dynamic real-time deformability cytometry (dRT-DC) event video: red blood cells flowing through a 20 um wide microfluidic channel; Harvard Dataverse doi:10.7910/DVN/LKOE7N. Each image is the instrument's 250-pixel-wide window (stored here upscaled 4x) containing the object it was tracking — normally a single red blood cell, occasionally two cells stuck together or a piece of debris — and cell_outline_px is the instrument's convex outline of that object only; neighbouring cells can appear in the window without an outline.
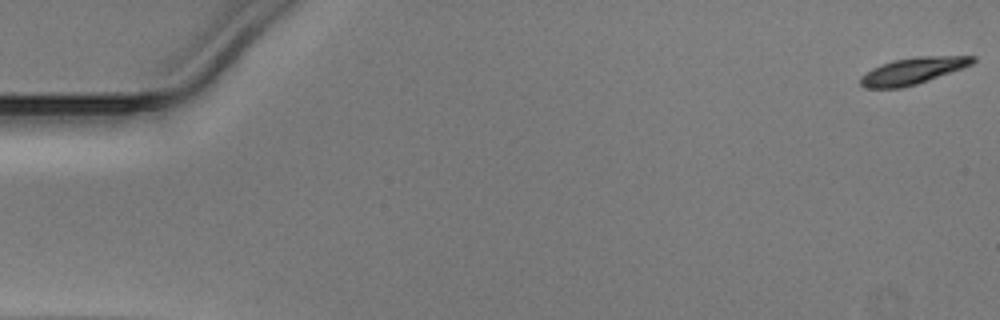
{"species": "Egyptian fruit bat (a non-hibernating species)", "species_latin": "Rousettus aegyptiacus", "temperature_condition": "warm", "stored_images_in_passage": 14, "camera_frame_rate_fps": 3000, "um_per_image_px": 0.085, "animal": {"sex": "male"}, "frame": {"image": 1, "passage_image": 1, "time_ms": 0.0, "image_size_px": [1000, 320], "cell_outline_px": [[976, 60], [972, 64], [928, 80], [916, 84], [900, 88], [864, 88], [860, 84], [860, 76], [872, 68], [892, 60], [916, 56], [976, 56]], "centroid_in_image_um": [77.55, 6.02], "position_along_channel_um": 7.5, "area_um2": 17.28}}
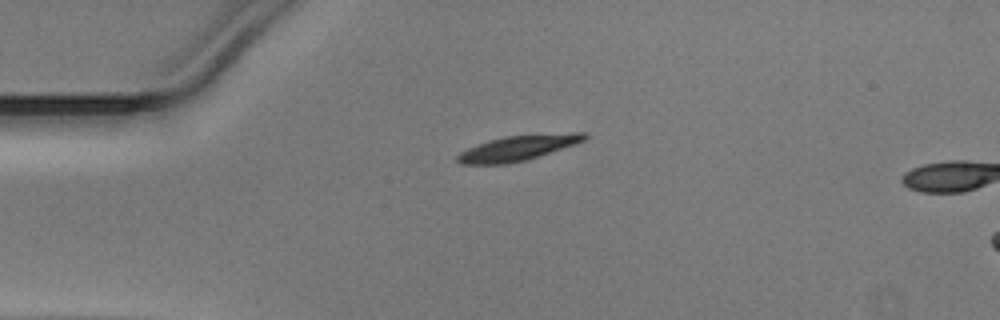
{"frame": {"image": 2, "passage_image": 13, "time_ms": 4.0, "image_size_px": [1000, 320], "cell_outline_px": [[588, 136], [584, 140], [576, 144], [528, 160], [508, 164], [460, 164], [456, 160], [456, 156], [460, 152], [468, 148], [488, 140], [504, 136], [572, 132], [588, 132]], "centroid_in_image_um": [44.05, 12.58], "position_along_channel_um": 41.0, "area_um2": 18.9}}